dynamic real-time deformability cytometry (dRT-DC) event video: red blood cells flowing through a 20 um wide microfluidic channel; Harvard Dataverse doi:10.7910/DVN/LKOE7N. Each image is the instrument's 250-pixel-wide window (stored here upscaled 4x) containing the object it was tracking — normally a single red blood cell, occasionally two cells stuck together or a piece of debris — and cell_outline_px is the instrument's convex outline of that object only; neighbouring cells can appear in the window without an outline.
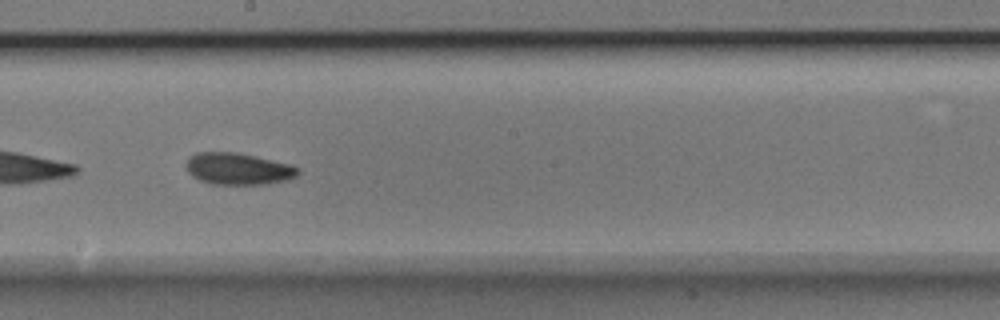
{"species": "Egyptian fruit bat (a non-hibernating species)", "species_latin": "Rousettus aegyptiacus", "temperature_condition": "room temperature", "stored_images_in_passage": 30, "camera_frame_rate_fps": 3000, "um_per_image_px": 0.085, "animal": {"sex": "male"}, "frame": {"image": 1, "passage_image": 22, "time_ms": 7.0, "image_size_px": [1000, 320], "cell_outline_px": [[300, 172], [296, 176], [288, 180], [268, 184], [212, 184], [200, 180], [192, 176], [188, 172], [188, 156], [196, 152], [236, 152], [288, 164], [300, 168]], "centroid_in_image_um": [20.25, 14.35], "position_along_channel_um": 228.0, "area_um2": 20.58}}